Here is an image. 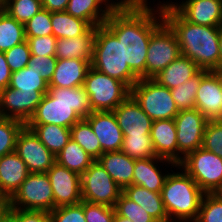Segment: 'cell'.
Returning <instances> with one entry per match:
<instances>
[{"instance_id": "20", "label": "cell", "mask_w": 222, "mask_h": 222, "mask_svg": "<svg viewBox=\"0 0 222 222\" xmlns=\"http://www.w3.org/2000/svg\"><path fill=\"white\" fill-rule=\"evenodd\" d=\"M29 173L27 165L15 151L0 157V193L7 201L20 188Z\"/></svg>"}, {"instance_id": "12", "label": "cell", "mask_w": 222, "mask_h": 222, "mask_svg": "<svg viewBox=\"0 0 222 222\" xmlns=\"http://www.w3.org/2000/svg\"><path fill=\"white\" fill-rule=\"evenodd\" d=\"M174 121L176 124L179 164L188 153L202 147L204 130L208 119L194 108L179 111Z\"/></svg>"}, {"instance_id": "10", "label": "cell", "mask_w": 222, "mask_h": 222, "mask_svg": "<svg viewBox=\"0 0 222 222\" xmlns=\"http://www.w3.org/2000/svg\"><path fill=\"white\" fill-rule=\"evenodd\" d=\"M180 55V47L175 33L163 21L151 33L146 59V78L156 77Z\"/></svg>"}, {"instance_id": "31", "label": "cell", "mask_w": 222, "mask_h": 222, "mask_svg": "<svg viewBox=\"0 0 222 222\" xmlns=\"http://www.w3.org/2000/svg\"><path fill=\"white\" fill-rule=\"evenodd\" d=\"M53 35L58 38H71L83 35L91 26L66 11L51 12Z\"/></svg>"}, {"instance_id": "58", "label": "cell", "mask_w": 222, "mask_h": 222, "mask_svg": "<svg viewBox=\"0 0 222 222\" xmlns=\"http://www.w3.org/2000/svg\"><path fill=\"white\" fill-rule=\"evenodd\" d=\"M221 95H222V90H221ZM221 120H222V103H221Z\"/></svg>"}, {"instance_id": "34", "label": "cell", "mask_w": 222, "mask_h": 222, "mask_svg": "<svg viewBox=\"0 0 222 222\" xmlns=\"http://www.w3.org/2000/svg\"><path fill=\"white\" fill-rule=\"evenodd\" d=\"M10 88L21 92H41L43 95L48 92V83L45 82L40 73L31 69L28 65L19 71L11 74Z\"/></svg>"}, {"instance_id": "50", "label": "cell", "mask_w": 222, "mask_h": 222, "mask_svg": "<svg viewBox=\"0 0 222 222\" xmlns=\"http://www.w3.org/2000/svg\"><path fill=\"white\" fill-rule=\"evenodd\" d=\"M69 0H41L42 8L50 12L66 11Z\"/></svg>"}, {"instance_id": "30", "label": "cell", "mask_w": 222, "mask_h": 222, "mask_svg": "<svg viewBox=\"0 0 222 222\" xmlns=\"http://www.w3.org/2000/svg\"><path fill=\"white\" fill-rule=\"evenodd\" d=\"M26 126L33 130V132L38 136L40 141L55 156L71 139L70 128L67 127H62L55 124Z\"/></svg>"}, {"instance_id": "35", "label": "cell", "mask_w": 222, "mask_h": 222, "mask_svg": "<svg viewBox=\"0 0 222 222\" xmlns=\"http://www.w3.org/2000/svg\"><path fill=\"white\" fill-rule=\"evenodd\" d=\"M207 70H200L194 77L185 81L183 84L170 89L172 97L179 111L190 110L195 108V99L198 87L202 77Z\"/></svg>"}, {"instance_id": "36", "label": "cell", "mask_w": 222, "mask_h": 222, "mask_svg": "<svg viewBox=\"0 0 222 222\" xmlns=\"http://www.w3.org/2000/svg\"><path fill=\"white\" fill-rule=\"evenodd\" d=\"M121 151L132 159H142L156 157L151 135H123Z\"/></svg>"}, {"instance_id": "42", "label": "cell", "mask_w": 222, "mask_h": 222, "mask_svg": "<svg viewBox=\"0 0 222 222\" xmlns=\"http://www.w3.org/2000/svg\"><path fill=\"white\" fill-rule=\"evenodd\" d=\"M202 147L222 158V120H208Z\"/></svg>"}, {"instance_id": "3", "label": "cell", "mask_w": 222, "mask_h": 222, "mask_svg": "<svg viewBox=\"0 0 222 222\" xmlns=\"http://www.w3.org/2000/svg\"><path fill=\"white\" fill-rule=\"evenodd\" d=\"M92 112L89 96L83 86L49 87L41 103L25 125L55 124L71 128Z\"/></svg>"}, {"instance_id": "39", "label": "cell", "mask_w": 222, "mask_h": 222, "mask_svg": "<svg viewBox=\"0 0 222 222\" xmlns=\"http://www.w3.org/2000/svg\"><path fill=\"white\" fill-rule=\"evenodd\" d=\"M114 209L117 215L128 218L132 222H157L140 205L127 198L123 193L116 201Z\"/></svg>"}, {"instance_id": "19", "label": "cell", "mask_w": 222, "mask_h": 222, "mask_svg": "<svg viewBox=\"0 0 222 222\" xmlns=\"http://www.w3.org/2000/svg\"><path fill=\"white\" fill-rule=\"evenodd\" d=\"M113 112L123 135L150 134L153 121L131 95Z\"/></svg>"}, {"instance_id": "32", "label": "cell", "mask_w": 222, "mask_h": 222, "mask_svg": "<svg viewBox=\"0 0 222 222\" xmlns=\"http://www.w3.org/2000/svg\"><path fill=\"white\" fill-rule=\"evenodd\" d=\"M26 41L24 25L0 10V51L5 52Z\"/></svg>"}, {"instance_id": "26", "label": "cell", "mask_w": 222, "mask_h": 222, "mask_svg": "<svg viewBox=\"0 0 222 222\" xmlns=\"http://www.w3.org/2000/svg\"><path fill=\"white\" fill-rule=\"evenodd\" d=\"M97 161L122 189L128 185H132L135 159H132L120 150L105 152Z\"/></svg>"}, {"instance_id": "22", "label": "cell", "mask_w": 222, "mask_h": 222, "mask_svg": "<svg viewBox=\"0 0 222 222\" xmlns=\"http://www.w3.org/2000/svg\"><path fill=\"white\" fill-rule=\"evenodd\" d=\"M166 162L171 166L178 167V165L170 160L161 157L142 158L135 160L133 169L132 184L142 186L152 192H161L165 184L168 174L163 173L160 168L155 165L159 162ZM156 162V163H155Z\"/></svg>"}, {"instance_id": "44", "label": "cell", "mask_w": 222, "mask_h": 222, "mask_svg": "<svg viewBox=\"0 0 222 222\" xmlns=\"http://www.w3.org/2000/svg\"><path fill=\"white\" fill-rule=\"evenodd\" d=\"M4 55L12 73L27 67L31 57L28 42L24 41L23 43L12 47L5 51Z\"/></svg>"}, {"instance_id": "11", "label": "cell", "mask_w": 222, "mask_h": 222, "mask_svg": "<svg viewBox=\"0 0 222 222\" xmlns=\"http://www.w3.org/2000/svg\"><path fill=\"white\" fill-rule=\"evenodd\" d=\"M121 193L122 188L97 160L81 175L83 201L114 207Z\"/></svg>"}, {"instance_id": "14", "label": "cell", "mask_w": 222, "mask_h": 222, "mask_svg": "<svg viewBox=\"0 0 222 222\" xmlns=\"http://www.w3.org/2000/svg\"><path fill=\"white\" fill-rule=\"evenodd\" d=\"M54 195V209L82 201L81 176L57 162L46 172Z\"/></svg>"}, {"instance_id": "8", "label": "cell", "mask_w": 222, "mask_h": 222, "mask_svg": "<svg viewBox=\"0 0 222 222\" xmlns=\"http://www.w3.org/2000/svg\"><path fill=\"white\" fill-rule=\"evenodd\" d=\"M204 193H213L222 183V158L203 147L188 153L178 164Z\"/></svg>"}, {"instance_id": "51", "label": "cell", "mask_w": 222, "mask_h": 222, "mask_svg": "<svg viewBox=\"0 0 222 222\" xmlns=\"http://www.w3.org/2000/svg\"><path fill=\"white\" fill-rule=\"evenodd\" d=\"M147 0H121L114 3V7H148Z\"/></svg>"}, {"instance_id": "53", "label": "cell", "mask_w": 222, "mask_h": 222, "mask_svg": "<svg viewBox=\"0 0 222 222\" xmlns=\"http://www.w3.org/2000/svg\"><path fill=\"white\" fill-rule=\"evenodd\" d=\"M0 209H9L7 199L0 193Z\"/></svg>"}, {"instance_id": "54", "label": "cell", "mask_w": 222, "mask_h": 222, "mask_svg": "<svg viewBox=\"0 0 222 222\" xmlns=\"http://www.w3.org/2000/svg\"><path fill=\"white\" fill-rule=\"evenodd\" d=\"M113 222H132V221H131L130 219H128V218L119 216V215H117V214L115 213Z\"/></svg>"}, {"instance_id": "24", "label": "cell", "mask_w": 222, "mask_h": 222, "mask_svg": "<svg viewBox=\"0 0 222 222\" xmlns=\"http://www.w3.org/2000/svg\"><path fill=\"white\" fill-rule=\"evenodd\" d=\"M96 27H90L83 35L58 38L55 57L57 59H80L92 62Z\"/></svg>"}, {"instance_id": "33", "label": "cell", "mask_w": 222, "mask_h": 222, "mask_svg": "<svg viewBox=\"0 0 222 222\" xmlns=\"http://www.w3.org/2000/svg\"><path fill=\"white\" fill-rule=\"evenodd\" d=\"M70 133L71 139L78 143L94 160L103 154L100 142L85 118L71 127Z\"/></svg>"}, {"instance_id": "18", "label": "cell", "mask_w": 222, "mask_h": 222, "mask_svg": "<svg viewBox=\"0 0 222 222\" xmlns=\"http://www.w3.org/2000/svg\"><path fill=\"white\" fill-rule=\"evenodd\" d=\"M170 4L189 22L203 26H222V0H186Z\"/></svg>"}, {"instance_id": "1", "label": "cell", "mask_w": 222, "mask_h": 222, "mask_svg": "<svg viewBox=\"0 0 222 222\" xmlns=\"http://www.w3.org/2000/svg\"><path fill=\"white\" fill-rule=\"evenodd\" d=\"M157 5L160 6H157L156 11L151 6L114 7L104 22L119 42H122L123 61L140 79L146 78L151 33L164 21L162 3Z\"/></svg>"}, {"instance_id": "59", "label": "cell", "mask_w": 222, "mask_h": 222, "mask_svg": "<svg viewBox=\"0 0 222 222\" xmlns=\"http://www.w3.org/2000/svg\"><path fill=\"white\" fill-rule=\"evenodd\" d=\"M109 2H110V4H112L113 6H114V2L113 1H110V0H108ZM113 2V3H112Z\"/></svg>"}, {"instance_id": "56", "label": "cell", "mask_w": 222, "mask_h": 222, "mask_svg": "<svg viewBox=\"0 0 222 222\" xmlns=\"http://www.w3.org/2000/svg\"><path fill=\"white\" fill-rule=\"evenodd\" d=\"M215 196H217L220 200H222V183L220 186L213 192Z\"/></svg>"}, {"instance_id": "38", "label": "cell", "mask_w": 222, "mask_h": 222, "mask_svg": "<svg viewBox=\"0 0 222 222\" xmlns=\"http://www.w3.org/2000/svg\"><path fill=\"white\" fill-rule=\"evenodd\" d=\"M25 123L0 116V157L15 151L19 132Z\"/></svg>"}, {"instance_id": "2", "label": "cell", "mask_w": 222, "mask_h": 222, "mask_svg": "<svg viewBox=\"0 0 222 222\" xmlns=\"http://www.w3.org/2000/svg\"><path fill=\"white\" fill-rule=\"evenodd\" d=\"M164 21L176 35L180 53L201 70L219 71L220 26H203L187 21L169 2L163 3Z\"/></svg>"}, {"instance_id": "41", "label": "cell", "mask_w": 222, "mask_h": 222, "mask_svg": "<svg viewBox=\"0 0 222 222\" xmlns=\"http://www.w3.org/2000/svg\"><path fill=\"white\" fill-rule=\"evenodd\" d=\"M25 37L53 35L51 12L41 8L29 21L24 24Z\"/></svg>"}, {"instance_id": "55", "label": "cell", "mask_w": 222, "mask_h": 222, "mask_svg": "<svg viewBox=\"0 0 222 222\" xmlns=\"http://www.w3.org/2000/svg\"><path fill=\"white\" fill-rule=\"evenodd\" d=\"M8 209H0V222H6Z\"/></svg>"}, {"instance_id": "6", "label": "cell", "mask_w": 222, "mask_h": 222, "mask_svg": "<svg viewBox=\"0 0 222 222\" xmlns=\"http://www.w3.org/2000/svg\"><path fill=\"white\" fill-rule=\"evenodd\" d=\"M130 95L152 121L174 119L179 113L170 89L151 78L139 79Z\"/></svg>"}, {"instance_id": "9", "label": "cell", "mask_w": 222, "mask_h": 222, "mask_svg": "<svg viewBox=\"0 0 222 222\" xmlns=\"http://www.w3.org/2000/svg\"><path fill=\"white\" fill-rule=\"evenodd\" d=\"M8 207L26 210H54V195L47 173H29L8 200Z\"/></svg>"}, {"instance_id": "27", "label": "cell", "mask_w": 222, "mask_h": 222, "mask_svg": "<svg viewBox=\"0 0 222 222\" xmlns=\"http://www.w3.org/2000/svg\"><path fill=\"white\" fill-rule=\"evenodd\" d=\"M122 193L140 205L157 222H170L163 205L161 192H152L142 186L132 184L124 187Z\"/></svg>"}, {"instance_id": "4", "label": "cell", "mask_w": 222, "mask_h": 222, "mask_svg": "<svg viewBox=\"0 0 222 222\" xmlns=\"http://www.w3.org/2000/svg\"><path fill=\"white\" fill-rule=\"evenodd\" d=\"M204 194L195 180L185 171L168 172L161 195L169 221L175 222L178 219L176 222H194Z\"/></svg>"}, {"instance_id": "15", "label": "cell", "mask_w": 222, "mask_h": 222, "mask_svg": "<svg viewBox=\"0 0 222 222\" xmlns=\"http://www.w3.org/2000/svg\"><path fill=\"white\" fill-rule=\"evenodd\" d=\"M42 97L41 92H21L10 87L2 89L0 90V116L17 119L26 124L41 103Z\"/></svg>"}, {"instance_id": "46", "label": "cell", "mask_w": 222, "mask_h": 222, "mask_svg": "<svg viewBox=\"0 0 222 222\" xmlns=\"http://www.w3.org/2000/svg\"><path fill=\"white\" fill-rule=\"evenodd\" d=\"M84 215L86 222H113L114 207L84 201Z\"/></svg>"}, {"instance_id": "13", "label": "cell", "mask_w": 222, "mask_h": 222, "mask_svg": "<svg viewBox=\"0 0 222 222\" xmlns=\"http://www.w3.org/2000/svg\"><path fill=\"white\" fill-rule=\"evenodd\" d=\"M15 152L25 162L30 173H46L56 163V156L26 125L18 134Z\"/></svg>"}, {"instance_id": "49", "label": "cell", "mask_w": 222, "mask_h": 222, "mask_svg": "<svg viewBox=\"0 0 222 222\" xmlns=\"http://www.w3.org/2000/svg\"><path fill=\"white\" fill-rule=\"evenodd\" d=\"M11 74L4 52L0 51V90L9 86Z\"/></svg>"}, {"instance_id": "47", "label": "cell", "mask_w": 222, "mask_h": 222, "mask_svg": "<svg viewBox=\"0 0 222 222\" xmlns=\"http://www.w3.org/2000/svg\"><path fill=\"white\" fill-rule=\"evenodd\" d=\"M6 222H50L49 212L9 208Z\"/></svg>"}, {"instance_id": "17", "label": "cell", "mask_w": 222, "mask_h": 222, "mask_svg": "<svg viewBox=\"0 0 222 222\" xmlns=\"http://www.w3.org/2000/svg\"><path fill=\"white\" fill-rule=\"evenodd\" d=\"M85 119L97 136L103 153L121 150L124 136L113 111H93Z\"/></svg>"}, {"instance_id": "45", "label": "cell", "mask_w": 222, "mask_h": 222, "mask_svg": "<svg viewBox=\"0 0 222 222\" xmlns=\"http://www.w3.org/2000/svg\"><path fill=\"white\" fill-rule=\"evenodd\" d=\"M31 55L55 56L57 38L54 35L26 37Z\"/></svg>"}, {"instance_id": "52", "label": "cell", "mask_w": 222, "mask_h": 222, "mask_svg": "<svg viewBox=\"0 0 222 222\" xmlns=\"http://www.w3.org/2000/svg\"><path fill=\"white\" fill-rule=\"evenodd\" d=\"M219 71L222 72V26H220V35H219Z\"/></svg>"}, {"instance_id": "48", "label": "cell", "mask_w": 222, "mask_h": 222, "mask_svg": "<svg viewBox=\"0 0 222 222\" xmlns=\"http://www.w3.org/2000/svg\"><path fill=\"white\" fill-rule=\"evenodd\" d=\"M57 60L55 56L31 55L28 66L40 73L42 79L49 84L53 77Z\"/></svg>"}, {"instance_id": "57", "label": "cell", "mask_w": 222, "mask_h": 222, "mask_svg": "<svg viewBox=\"0 0 222 222\" xmlns=\"http://www.w3.org/2000/svg\"><path fill=\"white\" fill-rule=\"evenodd\" d=\"M5 0H0V5L2 6L4 4Z\"/></svg>"}, {"instance_id": "40", "label": "cell", "mask_w": 222, "mask_h": 222, "mask_svg": "<svg viewBox=\"0 0 222 222\" xmlns=\"http://www.w3.org/2000/svg\"><path fill=\"white\" fill-rule=\"evenodd\" d=\"M194 222H222V200L213 193H205Z\"/></svg>"}, {"instance_id": "21", "label": "cell", "mask_w": 222, "mask_h": 222, "mask_svg": "<svg viewBox=\"0 0 222 222\" xmlns=\"http://www.w3.org/2000/svg\"><path fill=\"white\" fill-rule=\"evenodd\" d=\"M150 135L156 156L178 165V143L174 119L153 121Z\"/></svg>"}, {"instance_id": "43", "label": "cell", "mask_w": 222, "mask_h": 222, "mask_svg": "<svg viewBox=\"0 0 222 222\" xmlns=\"http://www.w3.org/2000/svg\"><path fill=\"white\" fill-rule=\"evenodd\" d=\"M50 222H86L84 215V201L78 204L60 206L50 213Z\"/></svg>"}, {"instance_id": "7", "label": "cell", "mask_w": 222, "mask_h": 222, "mask_svg": "<svg viewBox=\"0 0 222 222\" xmlns=\"http://www.w3.org/2000/svg\"><path fill=\"white\" fill-rule=\"evenodd\" d=\"M83 87L89 96L92 112L113 111L130 95V88L125 83L93 67L89 68Z\"/></svg>"}, {"instance_id": "29", "label": "cell", "mask_w": 222, "mask_h": 222, "mask_svg": "<svg viewBox=\"0 0 222 222\" xmlns=\"http://www.w3.org/2000/svg\"><path fill=\"white\" fill-rule=\"evenodd\" d=\"M95 160L72 139L56 155V162L80 176L90 167Z\"/></svg>"}, {"instance_id": "25", "label": "cell", "mask_w": 222, "mask_h": 222, "mask_svg": "<svg viewBox=\"0 0 222 222\" xmlns=\"http://www.w3.org/2000/svg\"><path fill=\"white\" fill-rule=\"evenodd\" d=\"M109 3L108 0H69L66 12L86 21L91 27H97L104 24L114 9Z\"/></svg>"}, {"instance_id": "28", "label": "cell", "mask_w": 222, "mask_h": 222, "mask_svg": "<svg viewBox=\"0 0 222 222\" xmlns=\"http://www.w3.org/2000/svg\"><path fill=\"white\" fill-rule=\"evenodd\" d=\"M200 70L191 59L180 55L153 79L160 85L172 89L194 77Z\"/></svg>"}, {"instance_id": "37", "label": "cell", "mask_w": 222, "mask_h": 222, "mask_svg": "<svg viewBox=\"0 0 222 222\" xmlns=\"http://www.w3.org/2000/svg\"><path fill=\"white\" fill-rule=\"evenodd\" d=\"M41 8V0H5L2 5V10L23 25Z\"/></svg>"}, {"instance_id": "23", "label": "cell", "mask_w": 222, "mask_h": 222, "mask_svg": "<svg viewBox=\"0 0 222 222\" xmlns=\"http://www.w3.org/2000/svg\"><path fill=\"white\" fill-rule=\"evenodd\" d=\"M91 62L80 59H58L48 87L75 88L84 84Z\"/></svg>"}, {"instance_id": "5", "label": "cell", "mask_w": 222, "mask_h": 222, "mask_svg": "<svg viewBox=\"0 0 222 222\" xmlns=\"http://www.w3.org/2000/svg\"><path fill=\"white\" fill-rule=\"evenodd\" d=\"M91 67L125 83L130 89L140 79L123 61L122 42L104 24L96 27Z\"/></svg>"}, {"instance_id": "16", "label": "cell", "mask_w": 222, "mask_h": 222, "mask_svg": "<svg viewBox=\"0 0 222 222\" xmlns=\"http://www.w3.org/2000/svg\"><path fill=\"white\" fill-rule=\"evenodd\" d=\"M222 72L208 71L201 79L195 108L208 120H221Z\"/></svg>"}]
</instances>
